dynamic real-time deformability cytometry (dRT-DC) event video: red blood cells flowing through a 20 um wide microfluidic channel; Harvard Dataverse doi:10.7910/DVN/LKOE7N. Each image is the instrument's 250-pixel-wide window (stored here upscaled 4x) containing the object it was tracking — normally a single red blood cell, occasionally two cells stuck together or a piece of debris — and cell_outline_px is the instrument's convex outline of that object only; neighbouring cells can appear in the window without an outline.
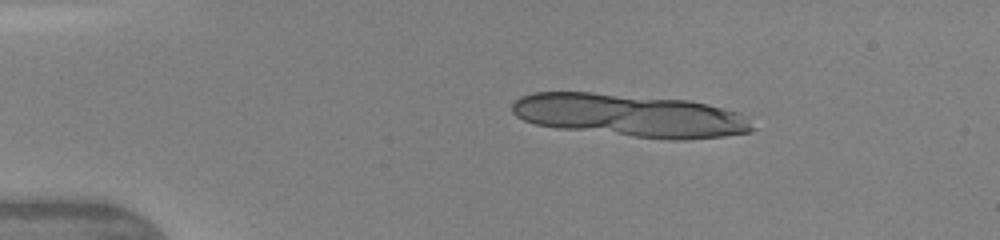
{"species": "human", "species_latin": "Homo sapiens", "temperature_condition": "warm", "stored_images_in_passage": 7, "camera_frame_rate_fps": 3000, "um_per_image_px": 0.085, "donor": {"sex": "female"}, "frame": {"image": 1, "passage_image": 3, "time_ms": 2.333, "image_size_px": [1000, 240], "cell_outline_px": [[756, 128], [752, 132], [724, 136], [684, 140], [668, 140], [556, 128], [536, 124], [524, 120], [516, 116], [512, 112], [512, 104], [520, 96], [532, 92], [592, 92], [688, 100], [708, 104], [740, 112], [748, 116]], "centroid_in_image_um": [53.61, 9.81], "position_along_channel_um": 31.4, "area_um2": 60.52}}
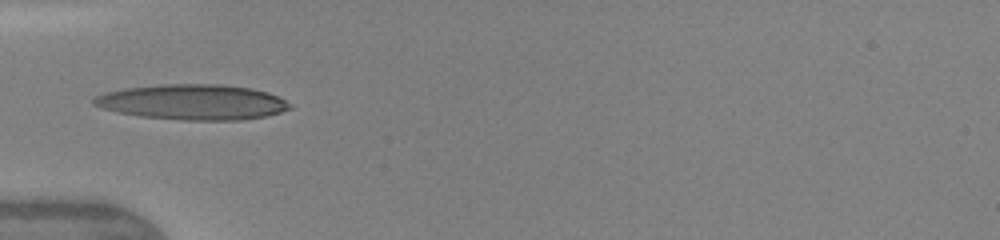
{"frame": {"image": 2, "passage_image": 6, "time_ms": 5.0, "image_size_px": [1000, 240], "cell_outline_px": [[292, 108], [280, 112], [264, 116], [240, 120], [184, 120], [140, 116], [116, 112], [92, 104], [92, 100], [96, 96], [104, 92], [124, 88], [164, 84], [220, 84], [252, 88], [268, 92], [292, 104]], "centroid_in_image_um": [16.37, 8.67], "position_along_channel_um": 68.6, "area_um2": 40.34}}